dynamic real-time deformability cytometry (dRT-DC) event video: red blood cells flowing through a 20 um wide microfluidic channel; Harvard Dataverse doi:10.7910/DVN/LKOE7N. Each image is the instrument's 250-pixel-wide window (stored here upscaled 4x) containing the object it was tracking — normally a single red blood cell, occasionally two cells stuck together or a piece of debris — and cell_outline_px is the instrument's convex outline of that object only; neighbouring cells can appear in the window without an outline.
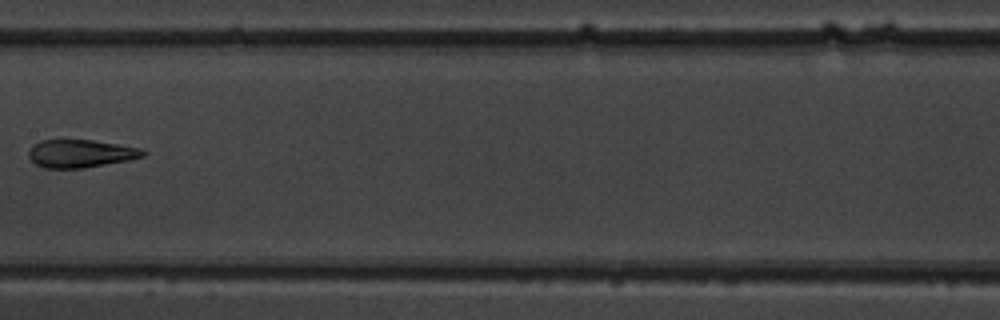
{"species": "common noctule bat (a hibernating species)", "species_latin": "Nyctalus noctula", "temperature_condition": "warm", "stored_images_in_passage": 10, "camera_frame_rate_fps": 3000, "um_per_image_px": 0.085, "animal": {"sex": "male", "body_mass_g": 19.5, "forearm_length_mm": 54.6}, "frame": {"image": 1, "passage_image": 9, "time_ms": 9.333, "image_size_px": [1000, 320], "cell_outline_px": [[148, 152], [144, 156], [128, 160], [84, 168], [44, 168], [36, 164], [28, 156], [28, 152], [32, 144], [40, 140], [92, 140], [140, 148]], "centroid_in_image_um": [6.83, 13.05], "position_along_channel_um": 200.6, "area_um2": 18.55}}
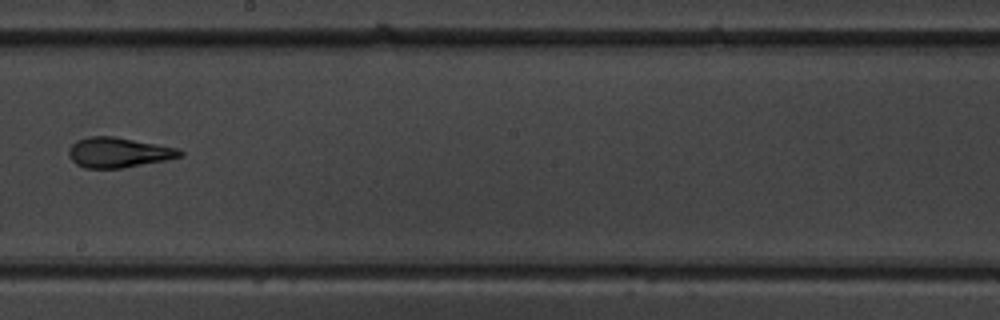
{"frame": {"image": 2, "passage_image": 10, "time_ms": 10.333, "image_size_px": [1000, 320], "cell_outline_px": [[184, 156], [168, 160], [124, 168], [84, 168], [76, 164], [68, 156], [68, 152], [72, 144], [76, 140], [88, 136], [112, 136], [180, 148], [184, 152]], "centroid_in_image_um": [10.1, 12.97], "position_along_channel_um": 238.1, "area_um2": 19.77}}